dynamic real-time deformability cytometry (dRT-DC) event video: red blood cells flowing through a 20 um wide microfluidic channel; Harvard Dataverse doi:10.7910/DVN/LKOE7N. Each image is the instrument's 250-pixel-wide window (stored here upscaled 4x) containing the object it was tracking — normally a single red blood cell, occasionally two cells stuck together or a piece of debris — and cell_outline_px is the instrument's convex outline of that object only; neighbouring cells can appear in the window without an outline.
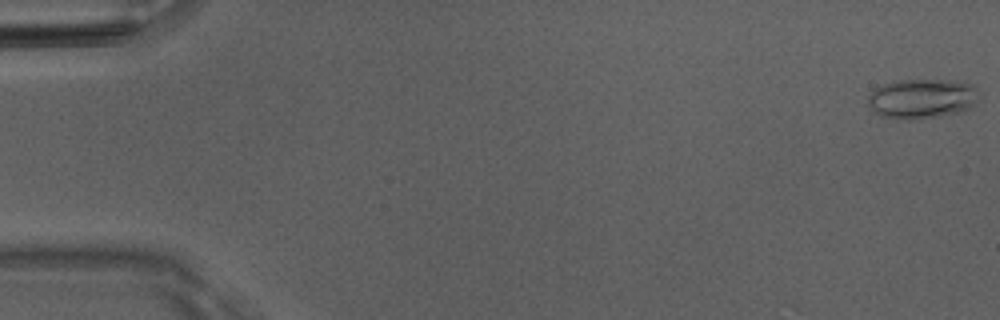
{"species": "Egyptian fruit bat (a non-hibernating species)", "species_latin": "Rousettus aegyptiacus", "temperature_condition": "room temperature", "stored_images_in_passage": 10, "camera_frame_rate_fps": 3000, "um_per_image_px": 0.085, "animal": {"sex": "male"}, "frame": {"image": 1, "passage_image": 1, "time_ms": 0.0, "image_size_px": [1000, 320], "cell_outline_px": [[980, 100], [968, 108], [960, 112], [920, 120], [896, 120], [880, 116], [868, 104], [868, 96], [876, 88], [884, 84], [896, 80], [948, 80], [972, 84], [976, 88], [980, 96]], "centroid_in_image_um": [78.38, 8.41], "position_along_channel_um": 6.6, "area_um2": 26.07}}